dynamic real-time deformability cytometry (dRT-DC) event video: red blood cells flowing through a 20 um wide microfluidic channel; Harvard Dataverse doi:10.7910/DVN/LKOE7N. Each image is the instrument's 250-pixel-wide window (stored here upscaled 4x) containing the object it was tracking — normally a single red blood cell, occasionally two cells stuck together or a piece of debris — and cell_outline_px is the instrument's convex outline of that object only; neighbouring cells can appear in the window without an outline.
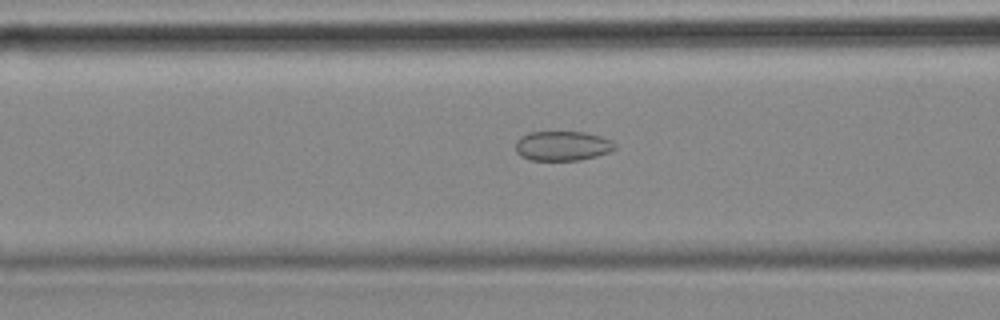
{"species": "common noctule bat (a hibernating species)", "species_latin": "Nyctalus noctula", "temperature_condition": "cold", "stored_images_in_passage": 45, "camera_frame_rate_fps": 3000, "um_per_image_px": 0.085, "animal": {"sex": "female", "body_mass_g": 18.4}, "frame": {"image": 1, "passage_image": 15, "time_ms": 4.667, "image_size_px": [1000, 320], "cell_outline_px": [[616, 148], [608, 152], [596, 156], [580, 160], [532, 160], [520, 156], [516, 152], [516, 140], [520, 136], [528, 132], [584, 132], [600, 136], [612, 140], [616, 144]], "centroid_in_image_um": [47.79, 12.39], "position_along_channel_um": 118.8, "area_um2": 17.22}}
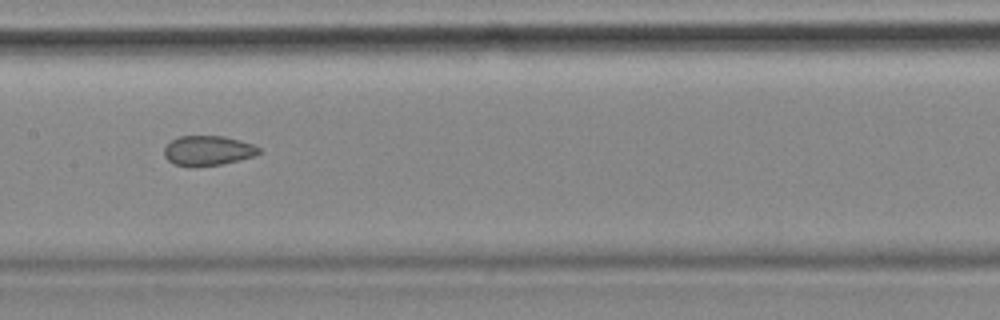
{"frame": {"image": 2, "passage_image": 21, "time_ms": 6.667, "image_size_px": [1000, 320], "cell_outline_px": [[260, 152], [252, 156], [220, 164], [172, 164], [164, 156], [164, 148], [172, 140], [180, 136], [224, 136], [240, 140], [252, 144], [260, 148]], "centroid_in_image_um": [17.66, 12.76], "position_along_channel_um": 189.7, "area_um2": 15.78}}
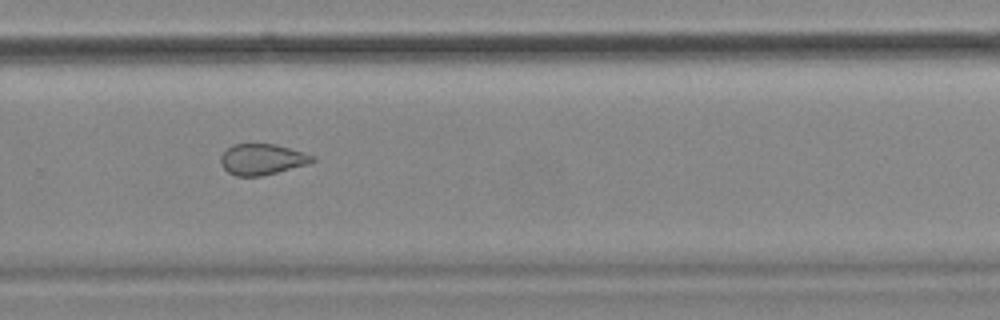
{"frame": {"image": 3, "passage_image": 31, "time_ms": 10.0, "image_size_px": [1000, 320], "cell_outline_px": [[316, 160], [308, 164], [260, 176], [236, 176], [228, 172], [220, 164], [220, 156], [232, 144], [272, 144], [288, 148], [316, 156]], "centroid_in_image_um": [22.26, 13.54], "position_along_channel_um": 307.5, "area_um2": 16.36}, "authors_computed_cell_mechanics": {"area_um2": 17.7446, "velocity_mm_per_s": 3.5491, "shape_relaxation_time_tau1_ms": null, "shape_relaxation_time_tau2_ms": 2.1761, "deformation_change_tau1": null, "deformation_change_tau2": 0.0822}}